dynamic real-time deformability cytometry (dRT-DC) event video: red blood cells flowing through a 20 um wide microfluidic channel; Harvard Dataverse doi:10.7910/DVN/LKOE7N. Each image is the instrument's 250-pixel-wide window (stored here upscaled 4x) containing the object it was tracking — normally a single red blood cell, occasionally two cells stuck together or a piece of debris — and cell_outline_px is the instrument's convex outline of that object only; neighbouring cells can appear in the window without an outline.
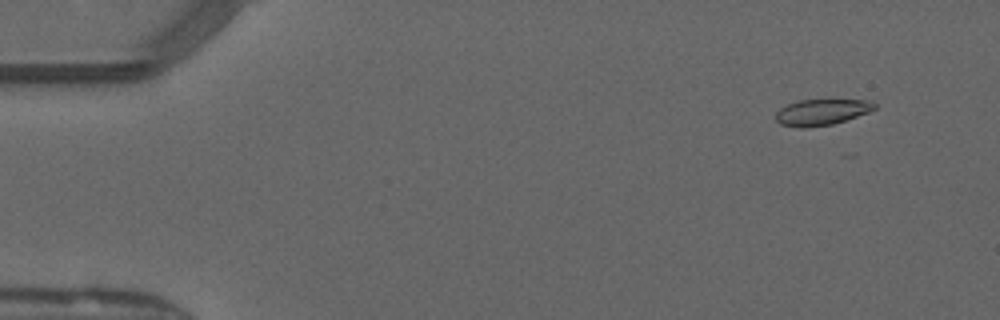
{"species": "common noctule bat (a hibernating species)", "species_latin": "Nyctalus noctula", "temperature_condition": "warm", "stored_images_in_passage": 51, "camera_frame_rate_fps": 3000, "um_per_image_px": 0.085, "animal": {"sex": "male", "forearm_length_mm": 52.5}, "frame": {"image": 1, "passage_image": 5, "time_ms": 1.333, "image_size_px": [1000, 320], "cell_outline_px": [[876, 108], [868, 112], [832, 124], [804, 128], [800, 128], [780, 124], [776, 120], [776, 112], [780, 108], [788, 104], [800, 100], [868, 100], [876, 104]], "centroid_in_image_um": [69.81, 9.53], "position_along_channel_um": 15.2, "area_um2": 14.8}}
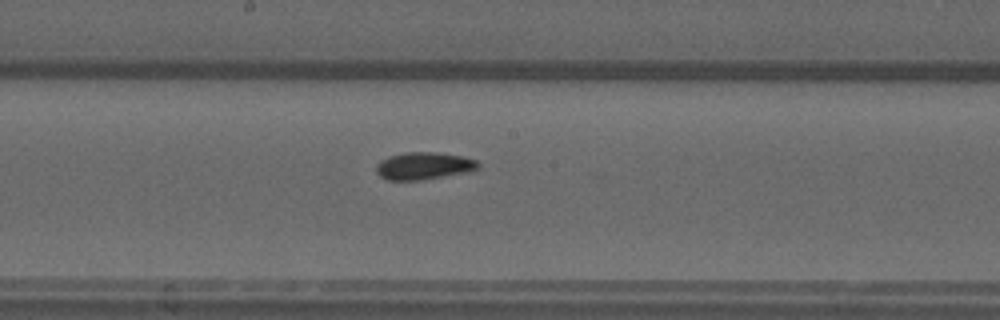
{"frame": {"image": 2, "passage_image": 28, "time_ms": 9.0, "image_size_px": [1000, 320], "cell_outline_px": [[480, 168], [472, 172], [420, 180], [388, 180], [380, 176], [376, 172], [376, 164], [380, 160], [388, 156], [404, 152], [436, 152], [464, 156], [476, 160], [480, 164]], "centroid_in_image_um": [36.05, 14.1], "position_along_channel_um": 212.1, "area_um2": 16.59}}
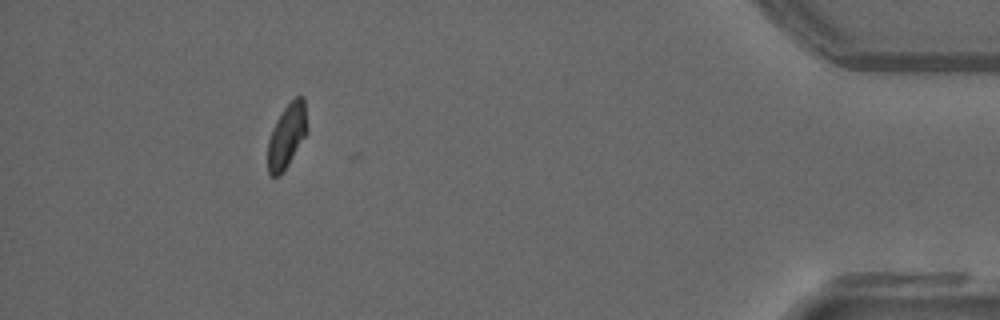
{"frame": {"image": 3, "passage_image": 47, "time_ms": 15.333, "image_size_px": [1000, 320], "cell_outline_px": [[308, 132], [288, 164], [280, 176], [268, 176], [268, 140], [276, 120], [284, 108], [296, 96], [304, 96], [308, 128]], "centroid_in_image_um": [24.39, 11.54], "position_along_channel_um": 410.8, "area_um2": 14.74}, "authors_computed_cell_mechanics": {"area_um2": 15.6638, "velocity_mm_per_s": 4.067, "shape_relaxation_time_tau1_ms": null, "shape_relaxation_time_tau2_ms": 4.0736, "deformation_change_tau1": null, "deformation_change_tau2": 0.0733}}